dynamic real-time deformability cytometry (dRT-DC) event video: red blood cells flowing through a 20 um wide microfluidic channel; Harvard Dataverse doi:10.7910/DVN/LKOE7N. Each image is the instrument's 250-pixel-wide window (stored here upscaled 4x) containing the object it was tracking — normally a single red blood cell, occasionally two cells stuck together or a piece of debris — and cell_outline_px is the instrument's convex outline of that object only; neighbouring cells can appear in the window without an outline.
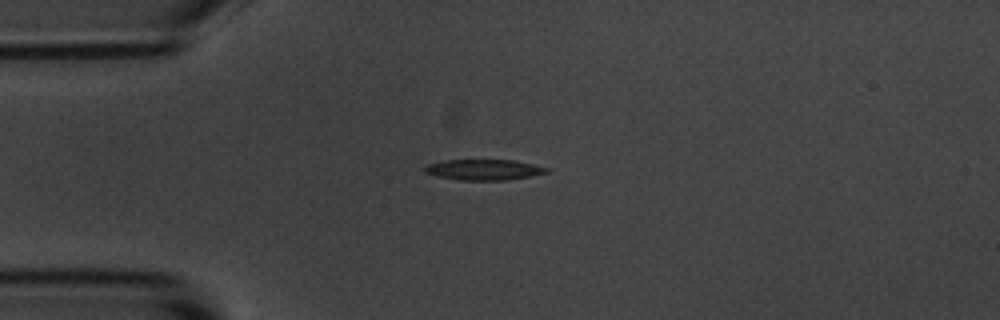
{"species": "common noctule bat (a hibernating species)", "species_latin": "Nyctalus noctula", "temperature_condition": "room temperature", "stored_images_in_passage": 12, "camera_frame_rate_fps": 3000, "um_per_image_px": 0.085, "animal": {"sex": "male", "body_mass_g": 20.1, "forearm_length_mm": 53.5}, "frame": {"image": 1, "passage_image": 1, "time_ms": 0.0, "image_size_px": [1000, 320], "cell_outline_px": [[552, 172], [504, 180], [460, 180], [436, 176], [424, 172], [424, 168], [428, 164], [444, 160], [512, 160], [552, 168]], "centroid_in_image_um": [41.16, 14.42], "position_along_channel_um": 43.8, "area_um2": 14.68}}
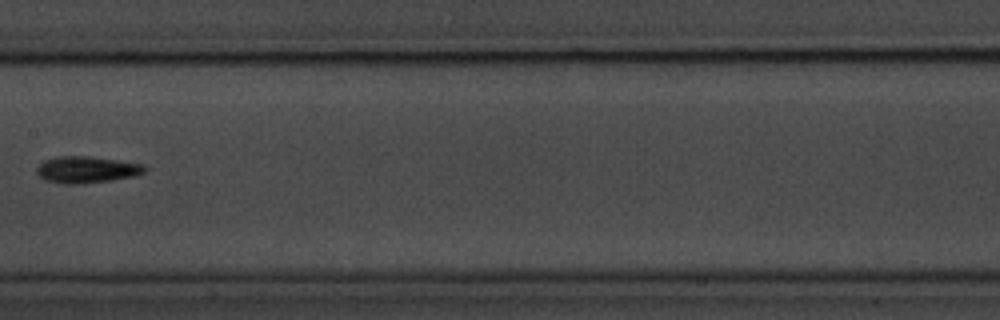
{"frame": {"image": 2, "passage_image": 5, "time_ms": 4.667, "image_size_px": [1000, 320], "cell_outline_px": [[148, 168], [144, 172], [132, 176], [112, 180], [80, 184], [60, 184], [44, 180], [36, 172], [36, 168], [44, 160], [56, 156], [88, 156], [116, 160], [140, 164]], "centroid_in_image_um": [7.3, 14.42], "position_along_channel_um": 200.1, "area_um2": 16.7}}
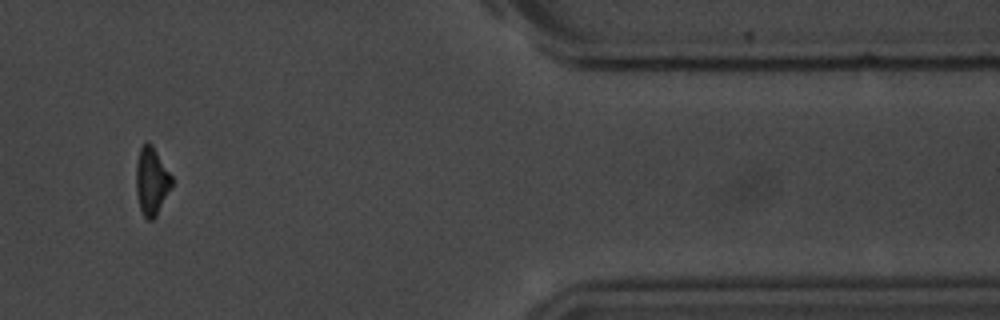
{"frame": {"image": 3, "passage_image": 10, "time_ms": 11.0, "image_size_px": [1000, 320], "cell_outline_px": [[172, 184], [156, 216], [152, 220], [148, 220], [144, 216], [140, 208], [136, 192], [136, 164], [140, 148], [148, 140], [152, 144], [172, 176]], "centroid_in_image_um": [12.87, 15.37], "position_along_channel_um": 398.5, "area_um2": 13.93}, "authors_computed_cell_mechanics": {"area_um2": 14.8546, "velocity_mm_per_s": 3.7134, "shape_relaxation_time_tau1_ms": 2.0182, "shape_relaxation_time_tau2_ms": 3.8257, "deformation_change_tau1": 0.1192, "deformation_change_tau2": 0.1189}}